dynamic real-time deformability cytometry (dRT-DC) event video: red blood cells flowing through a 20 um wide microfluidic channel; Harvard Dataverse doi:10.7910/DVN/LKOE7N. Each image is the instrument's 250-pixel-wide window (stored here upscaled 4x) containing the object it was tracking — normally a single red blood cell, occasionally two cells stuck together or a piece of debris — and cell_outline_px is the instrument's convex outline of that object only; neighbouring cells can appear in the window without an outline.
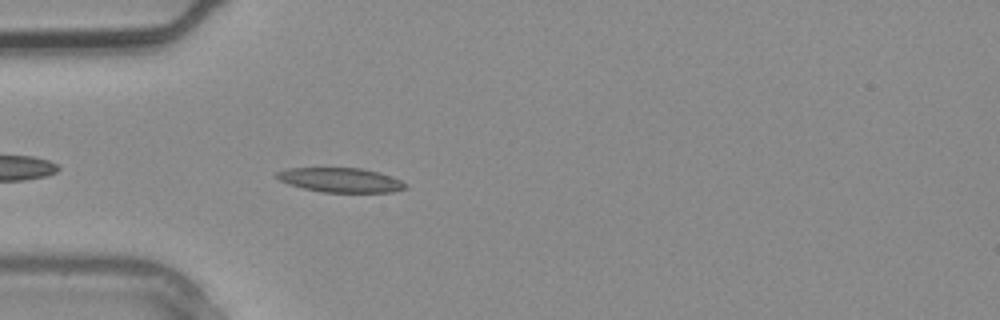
{"species": "common noctule bat (a hibernating species)", "species_latin": "Nyctalus noctula", "temperature_condition": "warm", "stored_images_in_passage": 2, "camera_frame_rate_fps": 3000, "um_per_image_px": 0.085, "animal": {"sex": "male", "body_mass_g": 20.4}, "frame": {"image": 1, "passage_image": 1, "time_ms": 0.0, "image_size_px": [1000, 320], "cell_outline_px": [[408, 188], [392, 192], [320, 192], [288, 184], [280, 180], [276, 176], [276, 172], [284, 168], [360, 168], [380, 172], [392, 176], [408, 184]], "centroid_in_image_um": [28.97, 15.3], "position_along_channel_um": 56.0, "area_um2": 18.44}}